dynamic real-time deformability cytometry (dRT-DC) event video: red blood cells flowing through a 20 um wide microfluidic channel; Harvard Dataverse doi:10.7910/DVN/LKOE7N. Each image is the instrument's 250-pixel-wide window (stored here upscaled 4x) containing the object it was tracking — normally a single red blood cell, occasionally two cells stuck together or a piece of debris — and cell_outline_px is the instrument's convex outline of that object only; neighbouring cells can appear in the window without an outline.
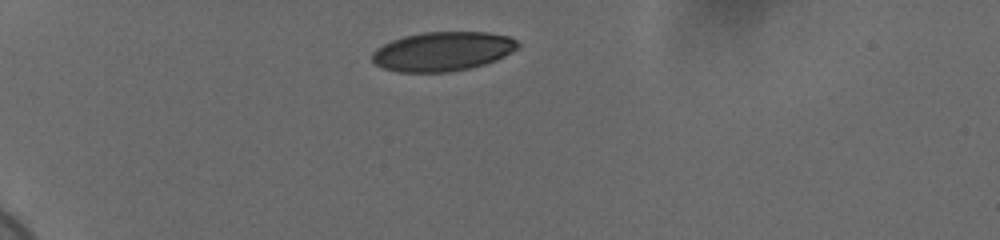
{"species": "human", "species_latin": "Homo sapiens", "temperature_condition": "cold", "stored_images_in_passage": 36, "camera_frame_rate_fps": 3000, "um_per_image_px": 0.085, "donor": {"sex": "female"}, "frame": {"image": 1, "passage_image": 1, "time_ms": 0.0, "image_size_px": [1000, 240], "cell_outline_px": [[520, 48], [496, 60], [472, 68], [448, 72], [400, 72], [384, 68], [376, 64], [372, 60], [372, 52], [376, 48], [392, 40], [404, 36], [424, 32], [488, 32], [508, 36], [516, 40], [520, 44]], "centroid_in_image_um": [37.65, 4.37], "position_along_channel_um": 47.3, "area_um2": 33.41}}
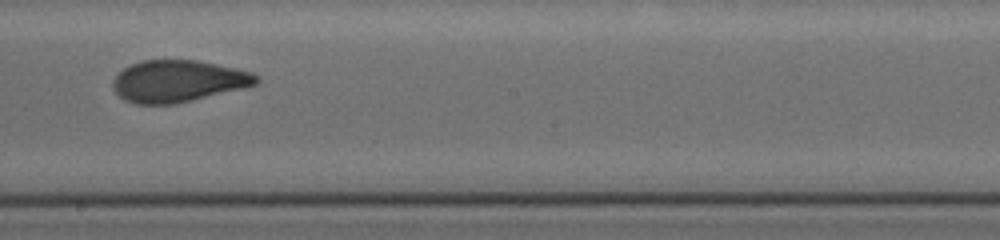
{"frame": {"image": 2, "passage_image": 20, "time_ms": 6.333, "image_size_px": [1000, 240], "cell_outline_px": [[260, 80], [256, 84], [192, 100], [172, 104], [136, 104], [124, 100], [112, 88], [112, 80], [124, 68], [140, 60], [196, 60], [252, 72], [260, 76]], "centroid_in_image_um": [15.1, 6.89], "position_along_channel_um": 233.1, "area_um2": 34.62}}
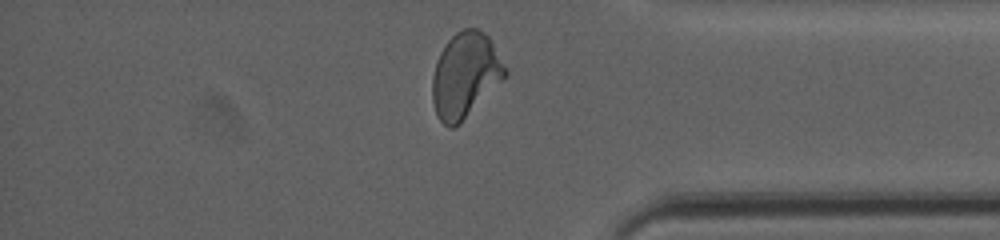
{"frame": {"image": 3, "passage_image": 34, "time_ms": 11.0, "image_size_px": [1000, 240], "cell_outline_px": [[508, 76], [460, 124], [452, 128], [448, 128], [440, 120], [436, 112], [432, 100], [432, 76], [436, 60], [440, 52], [448, 40], [456, 32], [464, 28], [476, 28], [484, 32], [488, 36], [508, 68]], "centroid_in_image_um": [39.57, 6.4], "position_along_channel_um": 395.6, "area_um2": 36.53}, "authors_computed_cell_mechanics": {"area_um2": 35.0557, "velocity_mm_per_s": 3.6787, "shape_relaxation_time_tau1_ms": null, "shape_relaxation_time_tau2_ms": 0.9783, "deformation_change_tau1": null, "deformation_change_tau2": 0.0607}}